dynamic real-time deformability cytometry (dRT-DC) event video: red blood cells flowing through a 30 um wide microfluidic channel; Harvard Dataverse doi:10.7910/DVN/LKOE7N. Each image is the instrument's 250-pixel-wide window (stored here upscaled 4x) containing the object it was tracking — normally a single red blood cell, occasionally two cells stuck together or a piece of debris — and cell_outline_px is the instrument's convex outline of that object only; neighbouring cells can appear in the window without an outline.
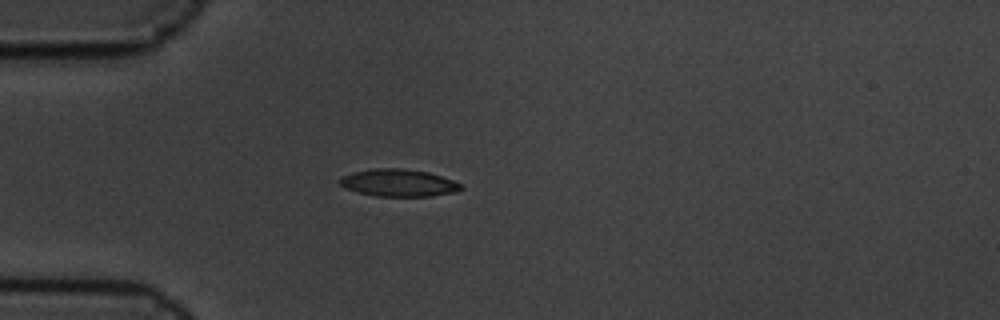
{"species": "common noctule bat (a hibernating species)", "species_latin": "Nyctalus noctula", "temperature_condition": "cold", "stored_images_in_passage": 4, "camera_frame_rate_fps": 3000, "um_per_image_px": 0.085, "animal": {"sex": "male", "body_mass_g": 19.5, "forearm_length_mm": 54.6}, "frame": {"image": 1, "passage_image": 4, "time_ms": 1.0, "image_size_px": [1000, 320], "cell_outline_px": [[464, 188], [456, 192], [432, 196], [376, 196], [356, 192], [340, 184], [336, 180], [352, 172], [372, 168], [404, 168], [428, 172], [452, 180], [460, 184]], "centroid_in_image_um": [33.87, 15.54], "position_along_channel_um": 51.1, "area_um2": 19.31}}